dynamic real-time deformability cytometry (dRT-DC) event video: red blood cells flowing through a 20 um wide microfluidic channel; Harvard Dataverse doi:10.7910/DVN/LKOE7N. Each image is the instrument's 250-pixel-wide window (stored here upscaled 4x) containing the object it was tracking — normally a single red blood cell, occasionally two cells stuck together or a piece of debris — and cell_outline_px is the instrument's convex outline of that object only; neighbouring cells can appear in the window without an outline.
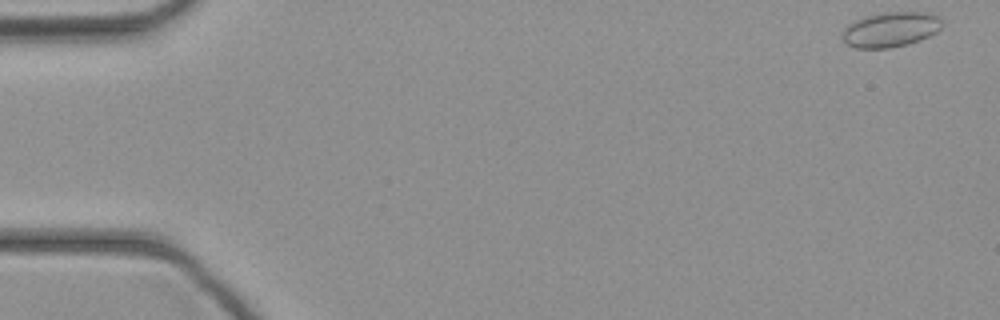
{"species": "common noctule bat (a hibernating species)", "species_latin": "Nyctalus noctula", "temperature_condition": "cold", "stored_images_in_passage": 5, "camera_frame_rate_fps": 3000, "um_per_image_px": 0.085, "animal": {"sex": "female", "body_mass_g": 21.9}, "frame": {"image": 1, "passage_image": 1, "time_ms": 0.0, "image_size_px": [1000, 320], "cell_outline_px": [[944, 24], [936, 32], [920, 40], [908, 44], [888, 48], [856, 48], [844, 44], [840, 36], [844, 28], [848, 24], [864, 16], [888, 12], [932, 12], [944, 20]], "centroid_in_image_um": [75.7, 2.5], "position_along_channel_um": 9.3, "area_um2": 20.69}}